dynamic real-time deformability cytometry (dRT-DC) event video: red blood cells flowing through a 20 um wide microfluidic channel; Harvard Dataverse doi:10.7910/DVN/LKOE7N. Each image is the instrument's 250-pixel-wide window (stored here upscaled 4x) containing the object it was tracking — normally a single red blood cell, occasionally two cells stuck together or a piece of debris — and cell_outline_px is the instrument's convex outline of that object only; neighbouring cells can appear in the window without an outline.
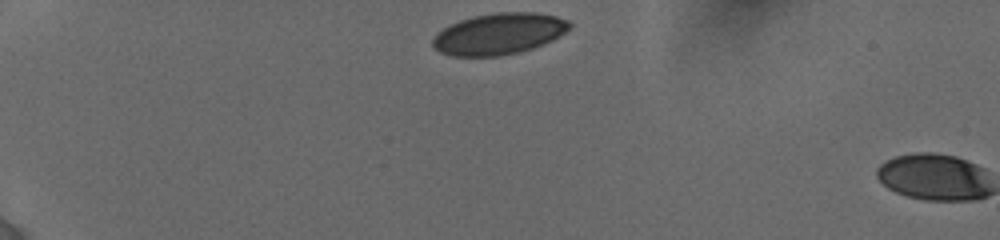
{"species": "human", "species_latin": "Homo sapiens", "temperature_condition": "cold", "stored_images_in_passage": 2, "camera_frame_rate_fps": 3000, "um_per_image_px": 0.085, "donor": {"sex": "female"}, "frame": {"image": 1, "passage_image": 1, "time_ms": 0.0, "image_size_px": [1000, 240], "cell_outline_px": [[572, 28], [552, 40], [544, 44], [532, 48], [500, 56], [452, 56], [440, 52], [432, 48], [432, 40], [436, 32], [448, 24], [472, 16], [496, 12], [536, 12], [556, 16], [568, 20], [572, 24]], "centroid_in_image_um": [42.38, 2.86], "position_along_channel_um": 42.6, "area_um2": 33.29}}